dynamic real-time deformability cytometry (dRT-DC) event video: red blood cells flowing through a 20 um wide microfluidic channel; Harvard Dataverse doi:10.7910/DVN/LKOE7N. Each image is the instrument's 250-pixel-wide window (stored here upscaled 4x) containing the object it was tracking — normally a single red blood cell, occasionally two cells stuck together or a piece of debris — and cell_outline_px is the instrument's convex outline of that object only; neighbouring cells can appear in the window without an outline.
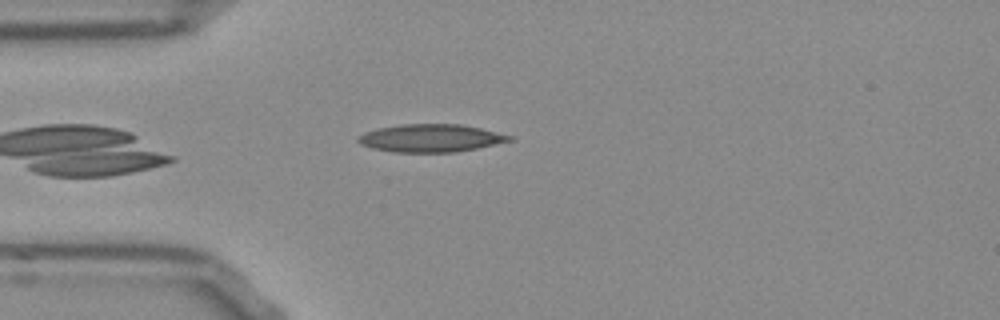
{"species": "Egyptian fruit bat (a non-hibernating species)", "species_latin": "Rousettus aegyptiacus", "temperature_condition": "room temperature", "stored_images_in_passage": 40, "camera_frame_rate_fps": 3000, "um_per_image_px": 0.085, "frame": {"image": 1, "passage_image": 4, "time_ms": 1.0, "image_size_px": [1000, 320], "cell_outline_px": [[512, 140], [476, 148], [456, 152], [392, 152], [372, 148], [360, 144], [356, 140], [356, 136], [364, 132], [376, 128], [404, 124], [460, 124], [480, 128], [512, 136]], "centroid_in_image_um": [36.53, 11.74], "position_along_channel_um": 48.5, "area_um2": 24.45}}
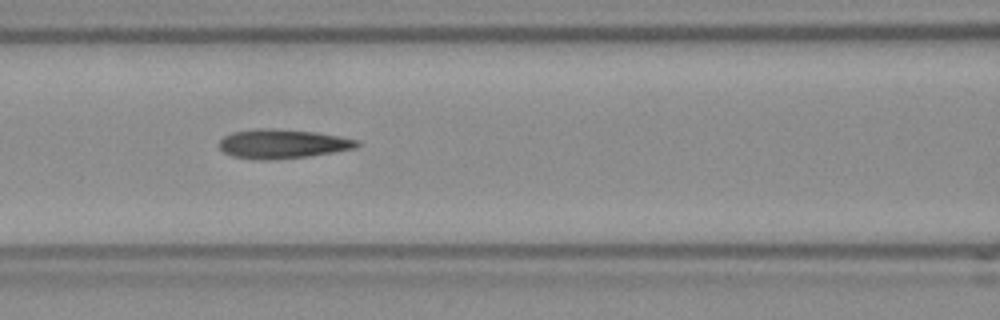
{"frame": {"image": 2, "passage_image": 12, "time_ms": 3.667, "image_size_px": [1000, 320], "cell_outline_px": [[360, 144], [356, 148], [308, 156], [264, 160], [232, 156], [224, 152], [220, 148], [220, 140], [224, 136], [232, 132], [256, 128], [272, 128], [316, 132], [340, 136], [360, 140]], "centroid_in_image_um": [24.03, 12.21], "position_along_channel_um": 142.6, "area_um2": 23.35}}
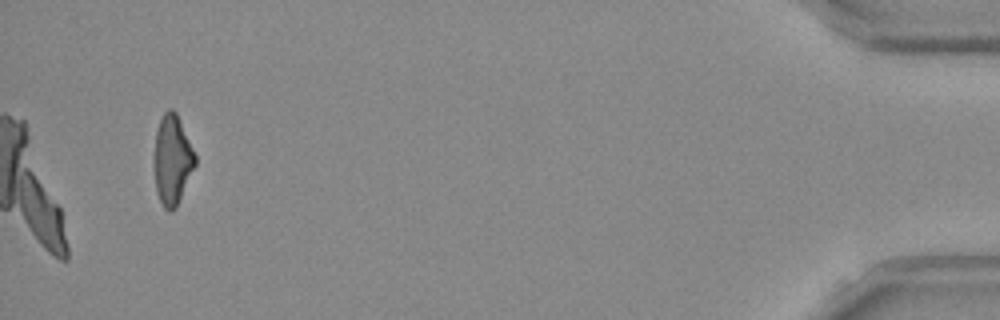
{"frame": {"image": 3, "passage_image": 40, "time_ms": 13.0, "image_size_px": [1000, 320], "cell_outline_px": [[196, 164], [176, 208], [172, 212], [168, 212], [164, 208], [156, 192], [156, 132], [160, 120], [164, 112], [168, 108], [172, 108], [176, 112], [196, 156]], "centroid_in_image_um": [14.67, 13.61], "position_along_channel_um": 420.5, "area_um2": 20.87}, "authors_computed_cell_mechanics": {"area_um2": 23.0911, "velocity_mm_per_s": 3.8746, "shape_relaxation_time_tau1_ms": null, "shape_relaxation_time_tau2_ms": 3.4856, "deformation_change_tau1": null, "deformation_change_tau2": 0.1351}}